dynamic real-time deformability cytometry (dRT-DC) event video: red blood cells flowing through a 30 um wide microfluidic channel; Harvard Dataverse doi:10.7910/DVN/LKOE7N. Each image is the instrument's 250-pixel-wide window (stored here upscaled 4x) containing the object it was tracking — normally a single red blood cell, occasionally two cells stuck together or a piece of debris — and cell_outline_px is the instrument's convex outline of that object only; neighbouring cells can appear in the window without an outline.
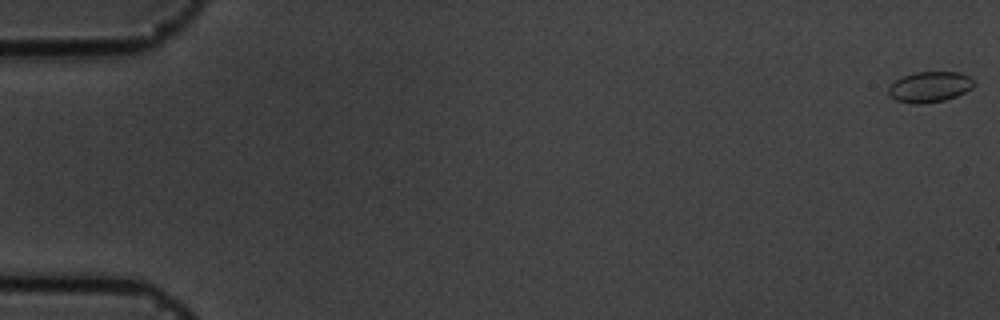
{"species": "common noctule bat (a hibernating species)", "species_latin": "Nyctalus noctula", "temperature_condition": "cold", "stored_images_in_passage": 57, "camera_frame_rate_fps": 3000, "um_per_image_px": 0.085, "animal": {"sex": "male", "body_mass_g": 19.5, "forearm_length_mm": 54.6}, "frame": {"image": 1, "passage_image": 1, "time_ms": 0.0, "image_size_px": [1000, 320], "cell_outline_px": [[976, 84], [972, 88], [956, 96], [944, 100], [920, 104], [912, 104], [896, 100], [888, 96], [888, 88], [896, 80], [904, 76], [916, 72], [960, 72], [972, 76], [976, 80]], "centroid_in_image_um": [79.07, 7.38], "position_along_channel_um": 5.9, "area_um2": 15.43}}
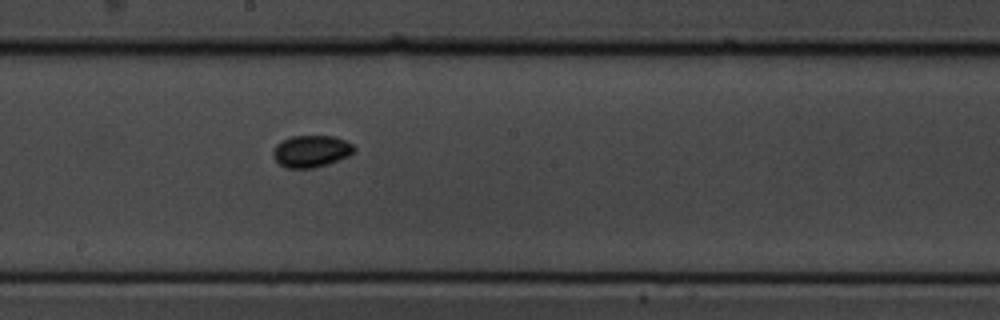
{"frame": {"image": 2, "passage_image": 32, "time_ms": 10.333, "image_size_px": [1000, 320], "cell_outline_px": [[356, 148], [348, 156], [328, 164], [312, 168], [288, 168], [280, 164], [276, 160], [272, 152], [276, 144], [292, 136], [332, 136], [344, 140], [352, 144]], "centroid_in_image_um": [26.45, 12.85], "position_along_channel_um": 221.8, "area_um2": 14.85}}
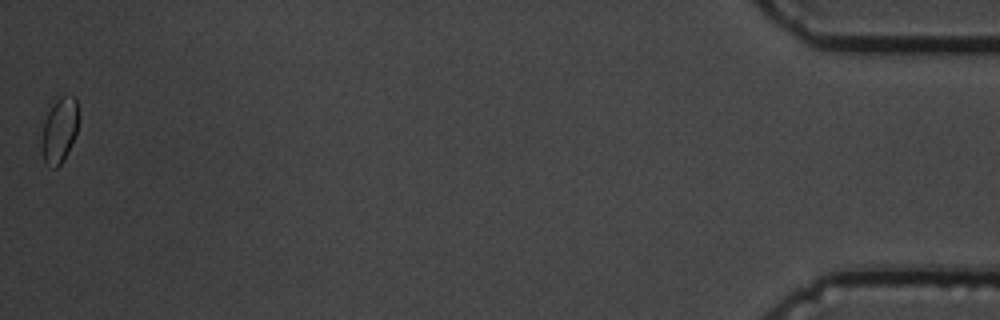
{"frame": {"image": 3, "passage_image": 57, "time_ms": 18.667, "image_size_px": [1000, 320], "cell_outline_px": [[76, 132], [68, 152], [64, 160], [56, 168], [52, 168], [44, 164], [40, 148], [40, 140], [44, 124], [52, 96], [72, 96], [76, 100]], "centroid_in_image_um": [4.97, 11.08], "position_along_channel_um": 430.2, "area_um2": 14.28}, "authors_computed_cell_mechanics": {"area_um2": 14.2188, "velocity_mm_per_s": 3.5898, "shape_relaxation_time_tau1_ms": 2.1578, "shape_relaxation_time_tau2_ms": null, "deformation_change_tau1": 0.0418, "deformation_change_tau2": null}}